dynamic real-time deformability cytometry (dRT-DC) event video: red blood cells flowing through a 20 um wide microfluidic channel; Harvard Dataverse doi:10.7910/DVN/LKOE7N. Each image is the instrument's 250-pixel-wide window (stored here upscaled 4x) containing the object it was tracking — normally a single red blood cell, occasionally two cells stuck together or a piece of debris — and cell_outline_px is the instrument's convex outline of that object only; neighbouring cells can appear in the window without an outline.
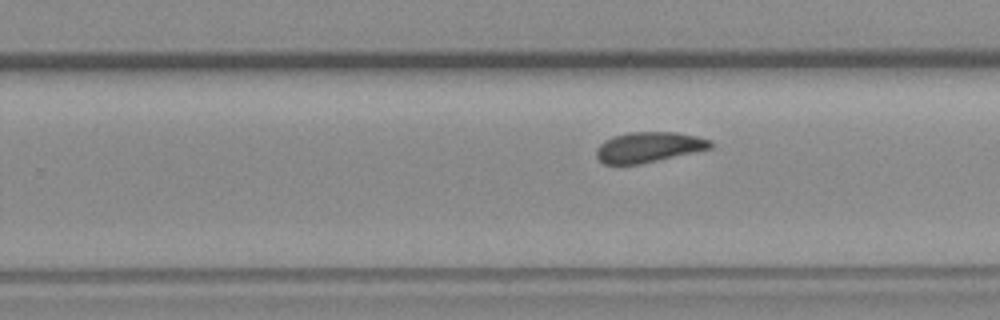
{"species": "common noctule bat (a hibernating species)", "species_latin": "Nyctalus noctula", "temperature_condition": "room temperature", "stored_images_in_passage": 11, "segment_of_instrument_passage": [2, 2], "camera_frame_rate_fps": 3000, "um_per_image_px": 0.085, "animal": {"sex": "female", "body_mass_g": 19.3, "forearm_length_mm": 54.1}, "frame": {"image": 1, "passage_image": 11, "time_ms": 3.333, "image_size_px": [1000, 320], "cell_outline_px": [[712, 148], [640, 164], [604, 164], [596, 156], [596, 148], [604, 140], [612, 136], [628, 132], [676, 132], [696, 136], [712, 140]], "centroid_in_image_um": [55.12, 12.5], "position_along_channel_um": 274.7, "area_um2": 20.17}}